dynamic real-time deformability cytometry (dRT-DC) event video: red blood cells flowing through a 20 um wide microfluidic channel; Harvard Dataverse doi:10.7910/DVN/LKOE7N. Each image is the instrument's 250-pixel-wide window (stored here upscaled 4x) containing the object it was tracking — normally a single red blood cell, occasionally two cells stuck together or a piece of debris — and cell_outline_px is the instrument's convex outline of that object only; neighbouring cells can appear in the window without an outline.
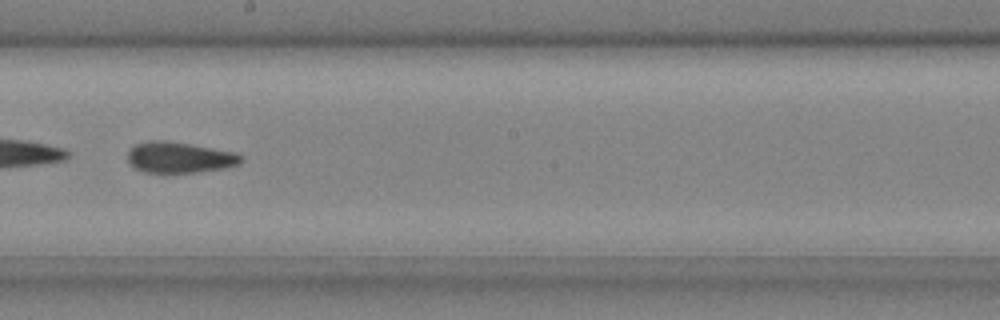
{"species": "common noctule bat (a hibernating species)", "species_latin": "Nyctalus noctula", "temperature_condition": "cold", "stored_images_in_passage": 45, "camera_frame_rate_fps": 3000, "um_per_image_px": 0.085, "animal": {"sex": "male", "body_mass_g": 20.4}, "frame": {"image": 1, "passage_image": 26, "time_ms": 8.333, "image_size_px": [1000, 320], "cell_outline_px": [[244, 160], [240, 164], [224, 168], [196, 172], [144, 172], [128, 164], [128, 148], [136, 144], [148, 140], [168, 140], [236, 152], [244, 156]], "centroid_in_image_um": [15.26, 13.36], "position_along_channel_um": 232.9, "area_um2": 20.69}, "authors_computed_cell_mechanics": {"area_um2": 20.4612, "velocity_mm_per_s": 4.2572, "shape_relaxation_time_tau1_ms": null, "shape_relaxation_time_tau2_ms": 3.9526, "deformation_change_tau1": null, "deformation_change_tau2": 0.0897}}